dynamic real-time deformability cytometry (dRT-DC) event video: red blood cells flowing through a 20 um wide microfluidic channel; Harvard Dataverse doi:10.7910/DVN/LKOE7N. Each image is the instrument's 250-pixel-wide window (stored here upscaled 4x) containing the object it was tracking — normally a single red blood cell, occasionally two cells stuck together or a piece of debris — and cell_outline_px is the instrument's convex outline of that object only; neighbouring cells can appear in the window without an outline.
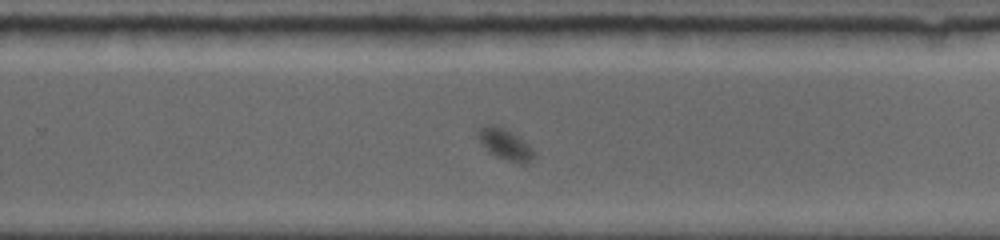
{"species": "common noctule bat (a hibernating species)", "species_latin": "Nyctalus noctula", "temperature_condition": "room temperature", "stored_images_in_passage": 29, "camera_frame_rate_fps": 5000, "um_per_image_px": 0.085, "animal": {"sex": "female", "body_mass_g": 19.0, "forearm_length_mm": 56.7}, "frame": {"image": 1, "passage_image": 17, "time_ms": 10.8, "image_size_px": [1000, 240], "cell_outline_px": [[536, 152], [524, 164], [520, 164], [496, 156], [488, 152], [476, 136], [476, 128], [484, 124], [496, 124], [512, 132], [532, 148]], "centroid_in_image_um": [42.84, 12.21], "position_along_channel_um": 287.0, "area_um2": 10.17}}